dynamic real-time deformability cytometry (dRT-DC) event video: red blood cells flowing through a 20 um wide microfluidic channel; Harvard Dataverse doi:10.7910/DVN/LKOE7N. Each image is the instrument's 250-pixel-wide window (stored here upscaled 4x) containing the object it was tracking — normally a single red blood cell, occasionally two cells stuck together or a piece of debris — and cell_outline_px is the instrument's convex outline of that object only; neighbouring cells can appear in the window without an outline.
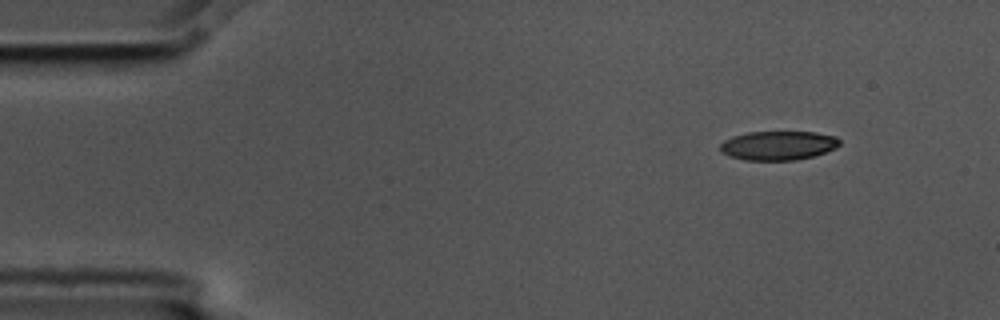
{"species": "common noctule bat (a hibernating species)", "species_latin": "Nyctalus noctula", "temperature_condition": "cold", "stored_images_in_passage": 4, "camera_frame_rate_fps": 3000, "um_per_image_px": 0.085, "animal": {"sex": "male", "body_mass_g": 17.5, "forearm_length_mm": 52.3}, "frame": {"image": 1, "passage_image": 1, "time_ms": 0.0, "image_size_px": [1000, 320], "cell_outline_px": [[840, 144], [836, 148], [812, 156], [796, 160], [744, 160], [728, 156], [720, 152], [720, 144], [724, 140], [732, 136], [748, 132], [816, 132], [836, 136], [840, 140]], "centroid_in_image_um": [66.12, 12.36], "position_along_channel_um": 18.9, "area_um2": 20.35}}
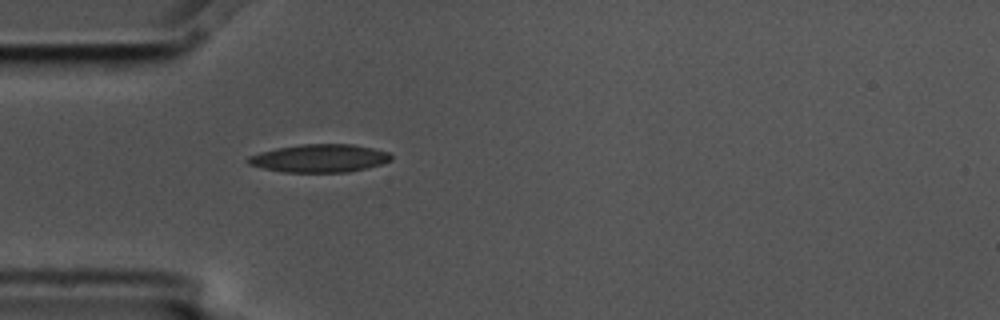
{"frame": {"image": 2, "passage_image": 4, "time_ms": 1.0, "image_size_px": [1000, 320], "cell_outline_px": [[392, 160], [380, 164], [348, 172], [284, 172], [264, 168], [248, 164], [244, 160], [248, 156], [260, 152], [276, 148], [300, 144], [352, 144], [372, 148], [388, 152], [392, 156]], "centroid_in_image_um": [27.12, 13.45], "position_along_channel_um": 57.9, "area_um2": 23.29}}